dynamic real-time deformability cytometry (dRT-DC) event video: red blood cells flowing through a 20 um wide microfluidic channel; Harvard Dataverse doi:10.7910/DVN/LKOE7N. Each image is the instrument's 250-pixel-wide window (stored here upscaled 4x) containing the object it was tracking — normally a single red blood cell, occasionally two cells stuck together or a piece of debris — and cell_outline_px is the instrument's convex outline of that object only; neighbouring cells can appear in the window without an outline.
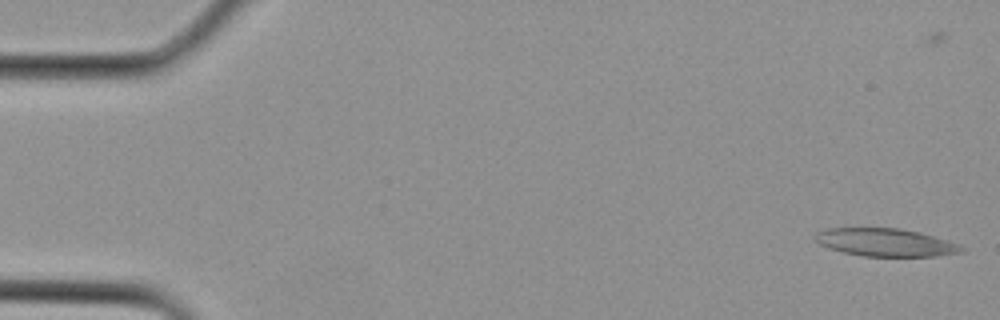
{"species": "Egyptian fruit bat (a non-hibernating species)", "species_latin": "Rousettus aegyptiacus", "temperature_condition": "cold", "stored_images_in_passage": 4, "camera_frame_rate_fps": 3000, "um_per_image_px": 0.085, "animal": {"sex": "female"}, "frame": {"image": 1, "passage_image": 1, "time_ms": 0.0, "image_size_px": [1000, 320], "cell_outline_px": [[964, 252], [936, 256], [864, 256], [844, 252], [828, 248], [820, 244], [812, 236], [816, 232], [828, 228], [900, 228], [920, 232], [960, 244], [964, 248]], "centroid_in_image_um": [75.27, 20.6], "position_along_channel_um": 9.7, "area_um2": 23.81}}